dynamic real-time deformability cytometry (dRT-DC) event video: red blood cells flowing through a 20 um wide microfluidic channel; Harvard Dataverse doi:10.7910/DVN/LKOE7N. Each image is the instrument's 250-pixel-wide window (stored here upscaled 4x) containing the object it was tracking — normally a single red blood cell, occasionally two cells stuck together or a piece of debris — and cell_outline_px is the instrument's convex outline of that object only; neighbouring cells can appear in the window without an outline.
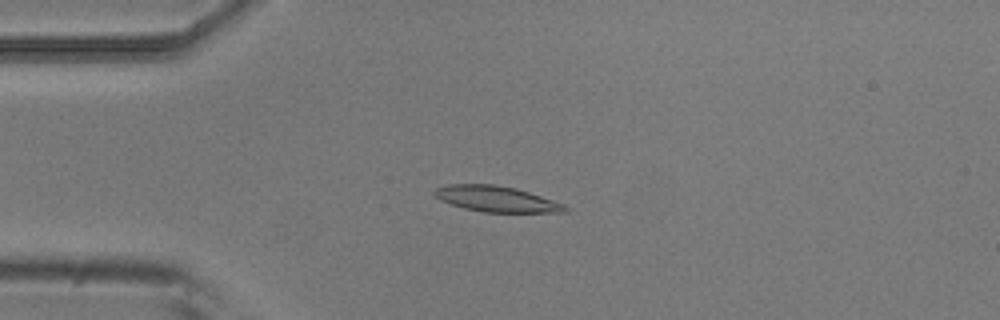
{"species": "common noctule bat (a hibernating species)", "species_latin": "Nyctalus noctula", "temperature_condition": "room temperature", "stored_images_in_passage": 3, "camera_frame_rate_fps": 3000, "um_per_image_px": 0.085, "animal": {"sex": "male", "body_mass_g": 20.5, "forearm_length_mm": 52.5}, "frame": {"image": 1, "passage_image": 3, "time_ms": 0.667, "image_size_px": [1000, 320], "cell_outline_px": [[568, 212], [484, 212], [464, 208], [440, 200], [432, 192], [436, 188], [448, 184], [492, 184], [516, 188], [564, 204], [568, 208]], "centroid_in_image_um": [42.18, 16.91], "position_along_channel_um": 42.8, "area_um2": 19.42}}